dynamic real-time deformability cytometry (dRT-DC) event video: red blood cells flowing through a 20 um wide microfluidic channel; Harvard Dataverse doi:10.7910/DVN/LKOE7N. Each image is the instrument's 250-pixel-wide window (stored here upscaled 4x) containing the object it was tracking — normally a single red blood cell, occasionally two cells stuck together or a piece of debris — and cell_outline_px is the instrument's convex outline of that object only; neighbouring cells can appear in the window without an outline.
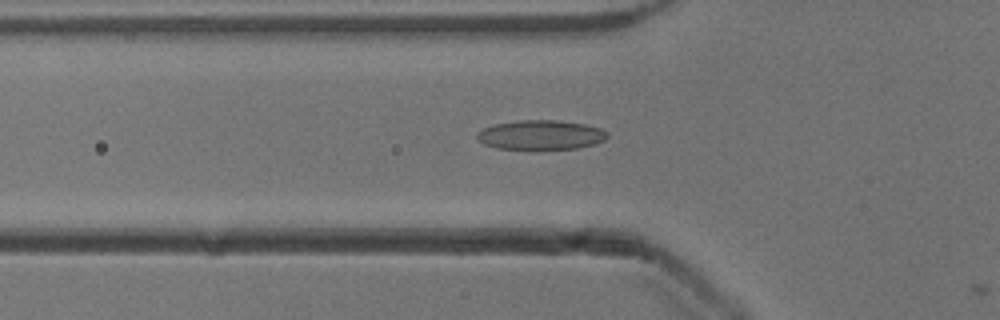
{"species": "common noctule bat (a hibernating species)", "species_latin": "Nyctalus noctula", "temperature_condition": "cold", "stored_images_in_passage": 18, "camera_frame_rate_fps": 3000, "um_per_image_px": 0.085, "animal": {"sex": "male", "body_mass_g": 13.3}, "frame": {"image": 1, "passage_image": 17, "time_ms": 5.333, "image_size_px": [1000, 320], "cell_outline_px": [[608, 136], [604, 140], [596, 144], [576, 148], [536, 152], [496, 148], [484, 144], [476, 140], [476, 132], [492, 124], [520, 120], [556, 120], [584, 124], [600, 128]], "centroid_in_image_um": [45.89, 11.51], "position_along_channel_um": 79.9, "area_um2": 23.29}}